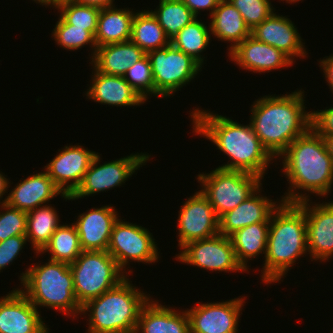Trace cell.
Returning a JSON list of instances; mask_svg holds the SVG:
<instances>
[{"mask_svg":"<svg viewBox=\"0 0 333 333\" xmlns=\"http://www.w3.org/2000/svg\"><path fill=\"white\" fill-rule=\"evenodd\" d=\"M177 220L178 247L219 234V218L208 198L198 190L179 208Z\"/></svg>","mask_w":333,"mask_h":333,"instance_id":"13","label":"cell"},{"mask_svg":"<svg viewBox=\"0 0 333 333\" xmlns=\"http://www.w3.org/2000/svg\"><path fill=\"white\" fill-rule=\"evenodd\" d=\"M51 35L56 44L62 47V49L75 51L89 45L90 50H92L90 60L95 55L97 49L95 36L86 30V28H79L68 24L60 15Z\"/></svg>","mask_w":333,"mask_h":333,"instance_id":"34","label":"cell"},{"mask_svg":"<svg viewBox=\"0 0 333 333\" xmlns=\"http://www.w3.org/2000/svg\"><path fill=\"white\" fill-rule=\"evenodd\" d=\"M113 205L91 208L78 215L75 223L83 251H107L114 224L119 219Z\"/></svg>","mask_w":333,"mask_h":333,"instance_id":"19","label":"cell"},{"mask_svg":"<svg viewBox=\"0 0 333 333\" xmlns=\"http://www.w3.org/2000/svg\"><path fill=\"white\" fill-rule=\"evenodd\" d=\"M0 242L9 237L26 235L27 212L0 204Z\"/></svg>","mask_w":333,"mask_h":333,"instance_id":"38","label":"cell"},{"mask_svg":"<svg viewBox=\"0 0 333 333\" xmlns=\"http://www.w3.org/2000/svg\"><path fill=\"white\" fill-rule=\"evenodd\" d=\"M322 137L324 138L328 153L333 160V136H322Z\"/></svg>","mask_w":333,"mask_h":333,"instance_id":"45","label":"cell"},{"mask_svg":"<svg viewBox=\"0 0 333 333\" xmlns=\"http://www.w3.org/2000/svg\"><path fill=\"white\" fill-rule=\"evenodd\" d=\"M150 299L142 308L135 333H190V319L185 310H175Z\"/></svg>","mask_w":333,"mask_h":333,"instance_id":"24","label":"cell"},{"mask_svg":"<svg viewBox=\"0 0 333 333\" xmlns=\"http://www.w3.org/2000/svg\"><path fill=\"white\" fill-rule=\"evenodd\" d=\"M241 69L265 73L293 65V61L277 48L249 36L227 55Z\"/></svg>","mask_w":333,"mask_h":333,"instance_id":"20","label":"cell"},{"mask_svg":"<svg viewBox=\"0 0 333 333\" xmlns=\"http://www.w3.org/2000/svg\"><path fill=\"white\" fill-rule=\"evenodd\" d=\"M190 116L194 135L207 138L228 156L227 164L217 168L244 171L264 179L275 158L260 142L250 122L243 125L229 117L199 109V106L193 108Z\"/></svg>","mask_w":333,"mask_h":333,"instance_id":"1","label":"cell"},{"mask_svg":"<svg viewBox=\"0 0 333 333\" xmlns=\"http://www.w3.org/2000/svg\"><path fill=\"white\" fill-rule=\"evenodd\" d=\"M18 288L36 308L47 307L77 318L82 306L75 297L73 275L68 263L51 261L32 264L20 274Z\"/></svg>","mask_w":333,"mask_h":333,"instance_id":"6","label":"cell"},{"mask_svg":"<svg viewBox=\"0 0 333 333\" xmlns=\"http://www.w3.org/2000/svg\"><path fill=\"white\" fill-rule=\"evenodd\" d=\"M311 128L320 136H333V107L311 110Z\"/></svg>","mask_w":333,"mask_h":333,"instance_id":"40","label":"cell"},{"mask_svg":"<svg viewBox=\"0 0 333 333\" xmlns=\"http://www.w3.org/2000/svg\"><path fill=\"white\" fill-rule=\"evenodd\" d=\"M39 310L18 289L0 297V333H49Z\"/></svg>","mask_w":333,"mask_h":333,"instance_id":"17","label":"cell"},{"mask_svg":"<svg viewBox=\"0 0 333 333\" xmlns=\"http://www.w3.org/2000/svg\"><path fill=\"white\" fill-rule=\"evenodd\" d=\"M198 17L201 11H209V17L214 12L220 0H181Z\"/></svg>","mask_w":333,"mask_h":333,"instance_id":"41","label":"cell"},{"mask_svg":"<svg viewBox=\"0 0 333 333\" xmlns=\"http://www.w3.org/2000/svg\"><path fill=\"white\" fill-rule=\"evenodd\" d=\"M297 203L306 215L310 260L326 262L333 257V201ZM315 203V204H314Z\"/></svg>","mask_w":333,"mask_h":333,"instance_id":"16","label":"cell"},{"mask_svg":"<svg viewBox=\"0 0 333 333\" xmlns=\"http://www.w3.org/2000/svg\"><path fill=\"white\" fill-rule=\"evenodd\" d=\"M92 74L89 89L85 91L86 99L116 107L140 106L145 103L124 76L103 74L94 67Z\"/></svg>","mask_w":333,"mask_h":333,"instance_id":"23","label":"cell"},{"mask_svg":"<svg viewBox=\"0 0 333 333\" xmlns=\"http://www.w3.org/2000/svg\"><path fill=\"white\" fill-rule=\"evenodd\" d=\"M27 242L29 241L26 235L9 237L0 242V272L18 258Z\"/></svg>","mask_w":333,"mask_h":333,"instance_id":"39","label":"cell"},{"mask_svg":"<svg viewBox=\"0 0 333 333\" xmlns=\"http://www.w3.org/2000/svg\"><path fill=\"white\" fill-rule=\"evenodd\" d=\"M146 54L171 44L159 22L149 10L135 11L132 20L131 39Z\"/></svg>","mask_w":333,"mask_h":333,"instance_id":"30","label":"cell"},{"mask_svg":"<svg viewBox=\"0 0 333 333\" xmlns=\"http://www.w3.org/2000/svg\"><path fill=\"white\" fill-rule=\"evenodd\" d=\"M67 1V0H51V7H55L58 3Z\"/></svg>","mask_w":333,"mask_h":333,"instance_id":"47","label":"cell"},{"mask_svg":"<svg viewBox=\"0 0 333 333\" xmlns=\"http://www.w3.org/2000/svg\"><path fill=\"white\" fill-rule=\"evenodd\" d=\"M251 36L286 54L293 62L308 54L295 24L287 16L274 12L251 30Z\"/></svg>","mask_w":333,"mask_h":333,"instance_id":"18","label":"cell"},{"mask_svg":"<svg viewBox=\"0 0 333 333\" xmlns=\"http://www.w3.org/2000/svg\"><path fill=\"white\" fill-rule=\"evenodd\" d=\"M279 158L282 160V173L289 181L288 192L285 191L281 197L283 202L299 203L310 200L312 194L322 198L331 193L333 160L324 138L312 128L297 137Z\"/></svg>","mask_w":333,"mask_h":333,"instance_id":"2","label":"cell"},{"mask_svg":"<svg viewBox=\"0 0 333 333\" xmlns=\"http://www.w3.org/2000/svg\"><path fill=\"white\" fill-rule=\"evenodd\" d=\"M61 150L46 164L44 170L64 195L71 196L81 184L97 153L78 144H67Z\"/></svg>","mask_w":333,"mask_h":333,"instance_id":"15","label":"cell"},{"mask_svg":"<svg viewBox=\"0 0 333 333\" xmlns=\"http://www.w3.org/2000/svg\"><path fill=\"white\" fill-rule=\"evenodd\" d=\"M307 252L305 211L297 203L282 202L269 222L267 252L260 274L262 283L269 286L282 281Z\"/></svg>","mask_w":333,"mask_h":333,"instance_id":"4","label":"cell"},{"mask_svg":"<svg viewBox=\"0 0 333 333\" xmlns=\"http://www.w3.org/2000/svg\"><path fill=\"white\" fill-rule=\"evenodd\" d=\"M261 187L262 185L249 198L219 218V234L229 237L248 225L270 222L272 213L283 201H273L264 196Z\"/></svg>","mask_w":333,"mask_h":333,"instance_id":"21","label":"cell"},{"mask_svg":"<svg viewBox=\"0 0 333 333\" xmlns=\"http://www.w3.org/2000/svg\"><path fill=\"white\" fill-rule=\"evenodd\" d=\"M32 1L36 2V4H40L45 7L50 6V8H51V0H32Z\"/></svg>","mask_w":333,"mask_h":333,"instance_id":"46","label":"cell"},{"mask_svg":"<svg viewBox=\"0 0 333 333\" xmlns=\"http://www.w3.org/2000/svg\"><path fill=\"white\" fill-rule=\"evenodd\" d=\"M175 259L181 263L218 272L246 271L237 262L230 237L217 234L214 237L187 243Z\"/></svg>","mask_w":333,"mask_h":333,"instance_id":"12","label":"cell"},{"mask_svg":"<svg viewBox=\"0 0 333 333\" xmlns=\"http://www.w3.org/2000/svg\"><path fill=\"white\" fill-rule=\"evenodd\" d=\"M69 266L75 297L81 306L114 288L127 277L107 251H83Z\"/></svg>","mask_w":333,"mask_h":333,"instance_id":"7","label":"cell"},{"mask_svg":"<svg viewBox=\"0 0 333 333\" xmlns=\"http://www.w3.org/2000/svg\"><path fill=\"white\" fill-rule=\"evenodd\" d=\"M57 212L59 211L51 204L27 212L26 237L34 253H40L44 249L61 225Z\"/></svg>","mask_w":333,"mask_h":333,"instance_id":"29","label":"cell"},{"mask_svg":"<svg viewBox=\"0 0 333 333\" xmlns=\"http://www.w3.org/2000/svg\"><path fill=\"white\" fill-rule=\"evenodd\" d=\"M200 191L208 198L218 218L249 198L261 185L262 178L244 171L215 168L199 173Z\"/></svg>","mask_w":333,"mask_h":333,"instance_id":"8","label":"cell"},{"mask_svg":"<svg viewBox=\"0 0 333 333\" xmlns=\"http://www.w3.org/2000/svg\"><path fill=\"white\" fill-rule=\"evenodd\" d=\"M124 79L145 102L150 96L155 97L152 68L147 54L128 68Z\"/></svg>","mask_w":333,"mask_h":333,"instance_id":"36","label":"cell"},{"mask_svg":"<svg viewBox=\"0 0 333 333\" xmlns=\"http://www.w3.org/2000/svg\"><path fill=\"white\" fill-rule=\"evenodd\" d=\"M133 9L112 7L102 8L98 16L95 42L97 47L126 42L131 39Z\"/></svg>","mask_w":333,"mask_h":333,"instance_id":"27","label":"cell"},{"mask_svg":"<svg viewBox=\"0 0 333 333\" xmlns=\"http://www.w3.org/2000/svg\"><path fill=\"white\" fill-rule=\"evenodd\" d=\"M49 253V260L73 263L83 252L75 225L61 224L51 236L50 242L37 255Z\"/></svg>","mask_w":333,"mask_h":333,"instance_id":"32","label":"cell"},{"mask_svg":"<svg viewBox=\"0 0 333 333\" xmlns=\"http://www.w3.org/2000/svg\"><path fill=\"white\" fill-rule=\"evenodd\" d=\"M59 15L70 25L79 28H86L94 36L97 31L99 8L76 3L74 0H67L58 3L55 7Z\"/></svg>","mask_w":333,"mask_h":333,"instance_id":"35","label":"cell"},{"mask_svg":"<svg viewBox=\"0 0 333 333\" xmlns=\"http://www.w3.org/2000/svg\"><path fill=\"white\" fill-rule=\"evenodd\" d=\"M155 85L156 98H168L193 81L202 66L172 44L147 53Z\"/></svg>","mask_w":333,"mask_h":333,"instance_id":"9","label":"cell"},{"mask_svg":"<svg viewBox=\"0 0 333 333\" xmlns=\"http://www.w3.org/2000/svg\"><path fill=\"white\" fill-rule=\"evenodd\" d=\"M269 222L248 225L231 234L233 249L237 262L249 273L248 261L267 252Z\"/></svg>","mask_w":333,"mask_h":333,"instance_id":"28","label":"cell"},{"mask_svg":"<svg viewBox=\"0 0 333 333\" xmlns=\"http://www.w3.org/2000/svg\"><path fill=\"white\" fill-rule=\"evenodd\" d=\"M146 53L131 40L97 47L89 62L98 72L124 76L128 68L142 59Z\"/></svg>","mask_w":333,"mask_h":333,"instance_id":"25","label":"cell"},{"mask_svg":"<svg viewBox=\"0 0 333 333\" xmlns=\"http://www.w3.org/2000/svg\"><path fill=\"white\" fill-rule=\"evenodd\" d=\"M149 11L165 31L170 41L188 23L196 18L181 0H159L156 9Z\"/></svg>","mask_w":333,"mask_h":333,"instance_id":"33","label":"cell"},{"mask_svg":"<svg viewBox=\"0 0 333 333\" xmlns=\"http://www.w3.org/2000/svg\"><path fill=\"white\" fill-rule=\"evenodd\" d=\"M318 62L319 67H321V70L323 71V77H325L327 85L333 93V53L324 57L322 60L320 59Z\"/></svg>","mask_w":333,"mask_h":333,"instance_id":"42","label":"cell"},{"mask_svg":"<svg viewBox=\"0 0 333 333\" xmlns=\"http://www.w3.org/2000/svg\"><path fill=\"white\" fill-rule=\"evenodd\" d=\"M210 19L212 36L218 41L229 42V52L251 35L242 15L229 0H220Z\"/></svg>","mask_w":333,"mask_h":333,"instance_id":"26","label":"cell"},{"mask_svg":"<svg viewBox=\"0 0 333 333\" xmlns=\"http://www.w3.org/2000/svg\"><path fill=\"white\" fill-rule=\"evenodd\" d=\"M229 1L240 12L245 24L250 28V30L275 12V8L271 4V0Z\"/></svg>","mask_w":333,"mask_h":333,"instance_id":"37","label":"cell"},{"mask_svg":"<svg viewBox=\"0 0 333 333\" xmlns=\"http://www.w3.org/2000/svg\"><path fill=\"white\" fill-rule=\"evenodd\" d=\"M246 296L222 302L199 303L187 309L190 333H237Z\"/></svg>","mask_w":333,"mask_h":333,"instance_id":"14","label":"cell"},{"mask_svg":"<svg viewBox=\"0 0 333 333\" xmlns=\"http://www.w3.org/2000/svg\"><path fill=\"white\" fill-rule=\"evenodd\" d=\"M281 1H285L286 3H288V4H294V3H296V2H299V1H303V0H281Z\"/></svg>","mask_w":333,"mask_h":333,"instance_id":"48","label":"cell"},{"mask_svg":"<svg viewBox=\"0 0 333 333\" xmlns=\"http://www.w3.org/2000/svg\"><path fill=\"white\" fill-rule=\"evenodd\" d=\"M198 18L196 17L183 27L171 40V44L203 66L205 64V56L202 53L209 47L212 36L210 24L207 26L206 22L204 23Z\"/></svg>","mask_w":333,"mask_h":333,"instance_id":"31","label":"cell"},{"mask_svg":"<svg viewBox=\"0 0 333 333\" xmlns=\"http://www.w3.org/2000/svg\"><path fill=\"white\" fill-rule=\"evenodd\" d=\"M304 92L300 89L282 96L268 94L251 105L252 129L275 159L311 128V111L305 110Z\"/></svg>","mask_w":333,"mask_h":333,"instance_id":"3","label":"cell"},{"mask_svg":"<svg viewBox=\"0 0 333 333\" xmlns=\"http://www.w3.org/2000/svg\"><path fill=\"white\" fill-rule=\"evenodd\" d=\"M153 234L150 231L137 225L129 223L119 218L114 224L107 252L116 260L120 269L129 276L132 269L129 270L127 265L130 262H141L152 264L160 258L157 242L154 241ZM127 267V268H126ZM129 270L128 272L126 271Z\"/></svg>","mask_w":333,"mask_h":333,"instance_id":"10","label":"cell"},{"mask_svg":"<svg viewBox=\"0 0 333 333\" xmlns=\"http://www.w3.org/2000/svg\"><path fill=\"white\" fill-rule=\"evenodd\" d=\"M9 180H10L9 178L7 179V175L3 174V172L0 171V204L6 203V201H7L6 197L3 200V197H4L3 195L5 193H8L9 192L8 188L11 187L10 186L11 182H9Z\"/></svg>","mask_w":333,"mask_h":333,"instance_id":"44","label":"cell"},{"mask_svg":"<svg viewBox=\"0 0 333 333\" xmlns=\"http://www.w3.org/2000/svg\"><path fill=\"white\" fill-rule=\"evenodd\" d=\"M76 3L87 5V6H94L99 9L112 7L115 6V0H74Z\"/></svg>","mask_w":333,"mask_h":333,"instance_id":"43","label":"cell"},{"mask_svg":"<svg viewBox=\"0 0 333 333\" xmlns=\"http://www.w3.org/2000/svg\"><path fill=\"white\" fill-rule=\"evenodd\" d=\"M128 277L82 306L80 314L89 313L86 333H135L140 312L152 297Z\"/></svg>","mask_w":333,"mask_h":333,"instance_id":"5","label":"cell"},{"mask_svg":"<svg viewBox=\"0 0 333 333\" xmlns=\"http://www.w3.org/2000/svg\"><path fill=\"white\" fill-rule=\"evenodd\" d=\"M15 185L7 194L6 203L25 212L49 204L58 195L66 201L70 200V196L64 195L55 186L45 170L32 174Z\"/></svg>","mask_w":333,"mask_h":333,"instance_id":"22","label":"cell"},{"mask_svg":"<svg viewBox=\"0 0 333 333\" xmlns=\"http://www.w3.org/2000/svg\"><path fill=\"white\" fill-rule=\"evenodd\" d=\"M99 154L97 152L93 158L81 184L70 196V200L83 199L86 196L122 186L140 167L150 161L151 156L149 153H132L126 157L100 164L102 158Z\"/></svg>","mask_w":333,"mask_h":333,"instance_id":"11","label":"cell"}]
</instances>
